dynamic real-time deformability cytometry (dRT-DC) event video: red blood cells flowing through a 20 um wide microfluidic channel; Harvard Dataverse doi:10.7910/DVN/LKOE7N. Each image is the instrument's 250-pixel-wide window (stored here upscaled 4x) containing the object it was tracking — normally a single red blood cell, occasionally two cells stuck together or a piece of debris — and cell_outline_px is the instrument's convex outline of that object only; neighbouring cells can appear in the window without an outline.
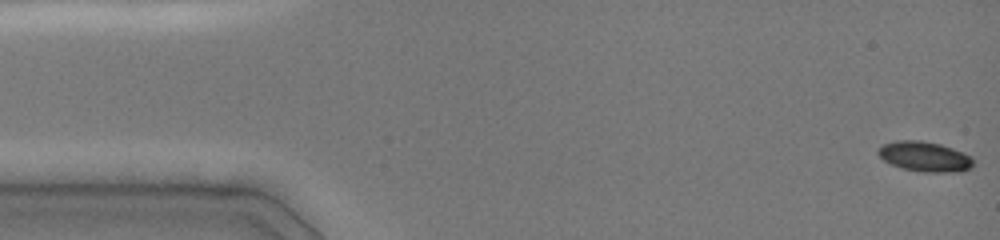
{"species": "common noctule bat (a hibernating species)", "species_latin": "Nyctalus noctula", "temperature_condition": "cold", "stored_images_in_passage": 26, "camera_frame_rate_fps": 3000, "um_per_image_px": 0.085, "animal": {"sex": "female", "body_mass_g": 19.0, "forearm_length_mm": 51.5}, "frame": {"image": 1, "passage_image": 1, "time_ms": 0.0, "image_size_px": [1000, 240], "cell_outline_px": [[972, 168], [960, 172], [924, 172], [904, 168], [892, 164], [884, 160], [876, 152], [884, 144], [896, 140], [920, 140], [940, 144], [964, 152], [972, 156]], "centroid_in_image_um": [78.64, 13.3], "position_along_channel_um": 6.4, "area_um2": 16.59}}
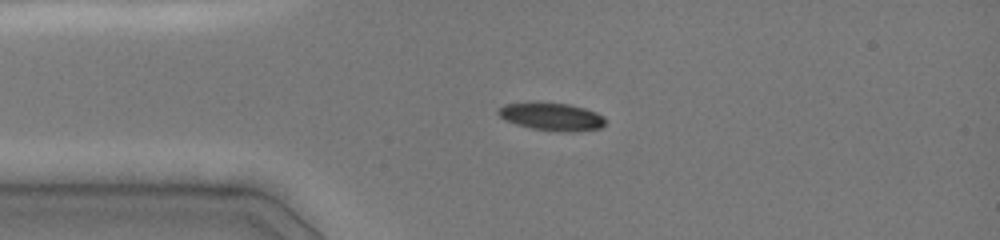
{"frame": {"image": 2, "passage_image": 18, "time_ms": 3.333, "image_size_px": [1000, 240], "cell_outline_px": [[604, 124], [600, 128], [556, 132], [532, 128], [516, 124], [504, 120], [496, 112], [496, 108], [504, 104], [536, 100], [568, 104], [584, 108], [596, 112], [604, 116]], "centroid_in_image_um": [46.79, 9.87], "position_along_channel_um": 38.2, "area_um2": 17.69}}
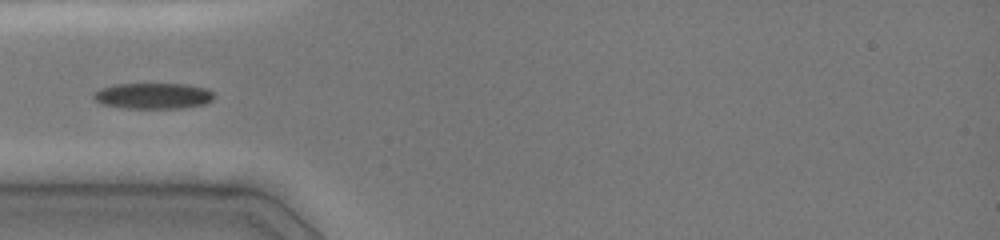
{"frame": {"image": 3, "passage_image": 25, "time_ms": 4.667, "image_size_px": [1000, 240], "cell_outline_px": [[212, 100], [204, 104], [180, 108], [124, 108], [104, 104], [96, 100], [92, 96], [92, 92], [100, 88], [112, 84], [188, 84], [208, 88], [212, 92]], "centroid_in_image_um": [12.99, 8.13], "position_along_channel_um": 72.0, "area_um2": 18.21}}